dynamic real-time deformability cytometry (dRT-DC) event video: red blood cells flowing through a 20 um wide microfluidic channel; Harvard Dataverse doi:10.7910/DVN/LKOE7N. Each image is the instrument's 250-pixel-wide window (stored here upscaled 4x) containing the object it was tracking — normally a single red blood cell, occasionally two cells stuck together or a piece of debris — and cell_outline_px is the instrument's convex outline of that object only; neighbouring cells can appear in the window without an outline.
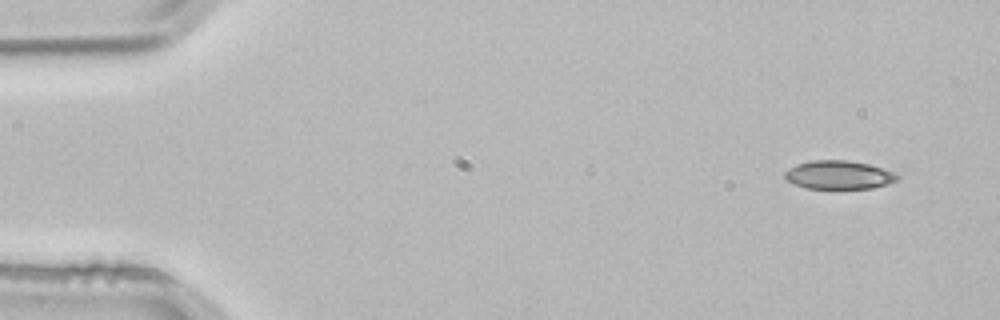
{"species": "common noctule bat (a hibernating species)", "species_latin": "Nyctalus noctula", "temperature_condition": "room temperature", "stored_images_in_passage": 4, "camera_frame_rate_fps": 3000, "um_per_image_px": 0.085, "animal": {"sex": "male", "body_mass_g": 21.5, "forearm_length_mm": 52.0}, "frame": {"image": 1, "passage_image": 1, "time_ms": 0.0, "image_size_px": [1000, 320], "cell_outline_px": [[900, 176], [896, 180], [888, 184], [872, 188], [804, 188], [788, 180], [784, 176], [784, 172], [788, 168], [796, 164], [812, 160], [848, 160], [868, 164], [884, 168]], "centroid_in_image_um": [71.29, 14.85], "position_along_channel_um": 13.7, "area_um2": 18.61}}